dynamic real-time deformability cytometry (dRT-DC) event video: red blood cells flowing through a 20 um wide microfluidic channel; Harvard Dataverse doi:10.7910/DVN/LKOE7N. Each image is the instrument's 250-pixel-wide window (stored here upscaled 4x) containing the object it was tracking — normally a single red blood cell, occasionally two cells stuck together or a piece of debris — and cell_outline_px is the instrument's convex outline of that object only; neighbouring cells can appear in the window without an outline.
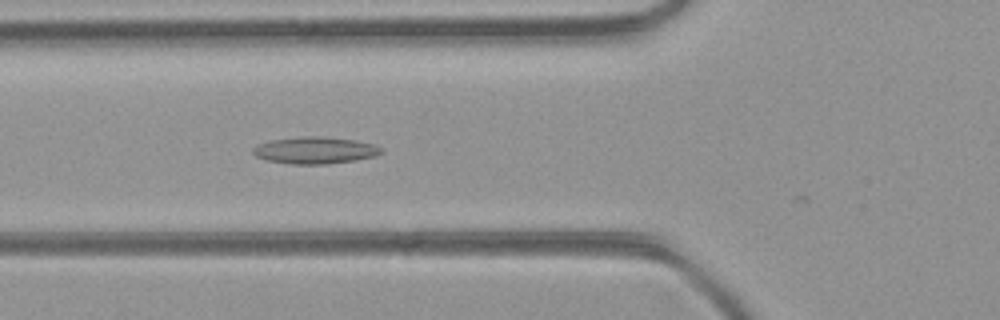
{"species": "common noctule bat (a hibernating species)", "species_latin": "Nyctalus noctula", "temperature_condition": "room temperature", "stored_images_in_passage": 6, "camera_frame_rate_fps": 3000, "um_per_image_px": 0.085, "animal": {"sex": "female", "body_mass_g": 21.9}, "frame": {"image": 1, "passage_image": 5, "time_ms": 1.333, "image_size_px": [1000, 320], "cell_outline_px": [[384, 152], [376, 156], [356, 160], [328, 164], [292, 164], [268, 160], [256, 156], [252, 152], [252, 148], [260, 144], [272, 140], [308, 136], [320, 136], [352, 140], [376, 144], [384, 148]], "centroid_in_image_um": [26.85, 12.78], "position_along_channel_um": 99.0, "area_um2": 20.0}}